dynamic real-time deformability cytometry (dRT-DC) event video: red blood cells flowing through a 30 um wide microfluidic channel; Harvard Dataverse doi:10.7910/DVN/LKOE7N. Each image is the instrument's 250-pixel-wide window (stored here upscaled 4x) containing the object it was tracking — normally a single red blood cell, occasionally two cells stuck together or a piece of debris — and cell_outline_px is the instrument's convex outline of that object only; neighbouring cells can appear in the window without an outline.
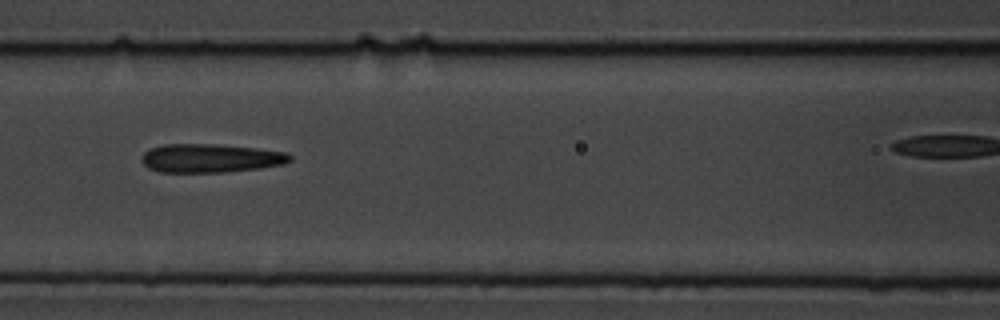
{"species": "common noctule bat (a hibernating species)", "species_latin": "Nyctalus noctula", "temperature_condition": "cold", "stored_images_in_passage": 8, "camera_frame_rate_fps": 3000, "um_per_image_px": 0.085, "animal": {"sex": "male", "body_mass_g": 19.5, "forearm_length_mm": 54.6}, "frame": {"image": 1, "passage_image": 7, "time_ms": 7.667, "image_size_px": [1000, 320], "cell_outline_px": [[292, 160], [284, 164], [260, 168], [224, 172], [160, 172], [148, 168], [140, 160], [144, 152], [152, 148], [164, 144], [216, 144], [256, 148], [284, 152], [292, 156]], "centroid_in_image_um": [17.89, 13.45], "position_along_channel_um": 148.7, "area_um2": 24.74}}